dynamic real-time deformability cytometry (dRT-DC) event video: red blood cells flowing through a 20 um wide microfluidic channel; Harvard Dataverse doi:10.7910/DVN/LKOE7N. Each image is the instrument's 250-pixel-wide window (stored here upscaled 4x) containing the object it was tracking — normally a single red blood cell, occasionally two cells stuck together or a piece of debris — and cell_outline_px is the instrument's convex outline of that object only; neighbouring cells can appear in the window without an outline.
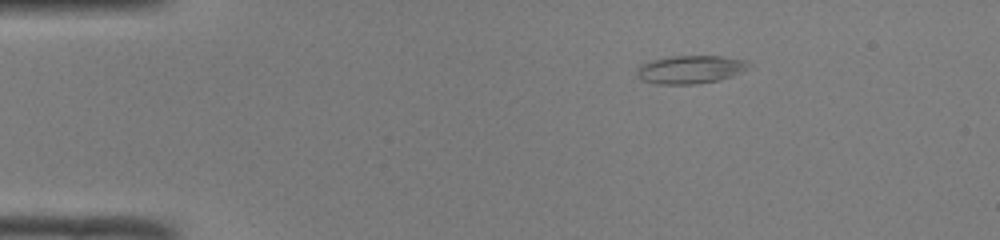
{"species": "common noctule bat (a hibernating species)", "species_latin": "Nyctalus noctula", "temperature_condition": "room temperature", "stored_images_in_passage": 42, "camera_frame_rate_fps": 3000, "um_per_image_px": 0.085, "animal": {"sex": "male", "body_mass_g": 19.0, "forearm_length_mm": 50.8}, "frame": {"image": 1, "passage_image": 1, "time_ms": 0.0, "image_size_px": [1000, 240], "cell_outline_px": [[748, 64], [740, 72], [732, 76], [720, 80], [696, 84], [656, 84], [644, 80], [636, 76], [636, 68], [640, 64], [648, 60], [672, 56], [720, 56], [748, 60]], "centroid_in_image_um": [58.6, 5.9], "position_along_channel_um": 26.4, "area_um2": 18.38}}
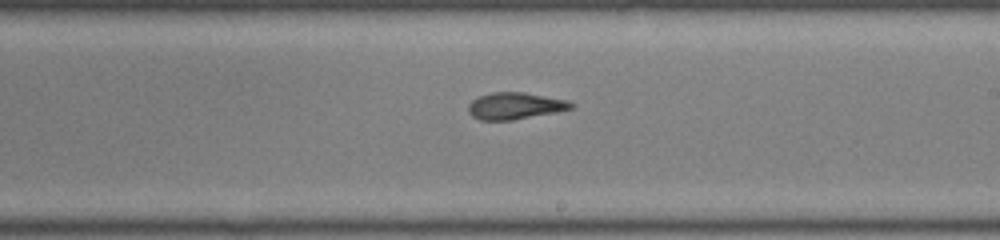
{"frame": {"image": 2, "passage_image": 22, "time_ms": 7.0, "image_size_px": [1000, 240], "cell_outline_px": [[576, 104], [572, 108], [556, 112], [512, 120], [480, 120], [472, 116], [468, 112], [468, 104], [472, 100], [480, 96], [492, 92], [524, 92], [568, 100]], "centroid_in_image_um": [43.78, 9.0], "position_along_channel_um": 245.2, "area_um2": 16.07}}
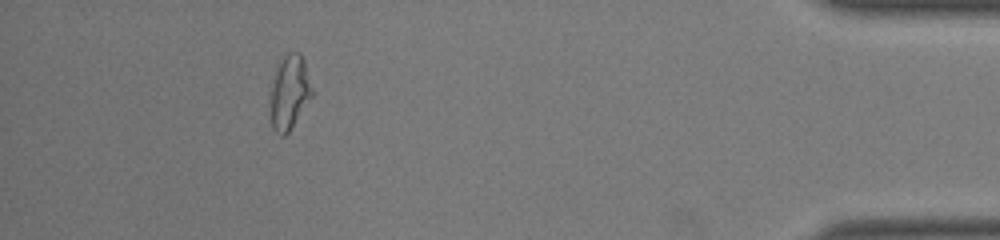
{"frame": {"image": 3, "passage_image": 38, "time_ms": 12.333, "image_size_px": [1000, 240], "cell_outline_px": [[316, 92], [288, 132], [284, 136], [280, 136], [272, 128], [272, 88], [276, 68], [284, 56], [288, 52], [300, 52], [304, 60]], "centroid_in_image_um": [24.68, 7.82], "position_along_channel_um": 410.5, "area_um2": 17.98}, "authors_computed_cell_mechanics": {"area_um2": 17.0221, "velocity_mm_per_s": 4.1311, "shape_relaxation_time_tau1_ms": null, "shape_relaxation_time_tau2_ms": 2.3256, "deformation_change_tau1": null, "deformation_change_tau2": 0.1029}}